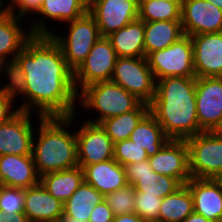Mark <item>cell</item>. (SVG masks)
I'll use <instances>...</instances> for the list:
<instances>
[{"label": "cell", "mask_w": 222, "mask_h": 222, "mask_svg": "<svg viewBox=\"0 0 222 222\" xmlns=\"http://www.w3.org/2000/svg\"><path fill=\"white\" fill-rule=\"evenodd\" d=\"M15 59L26 78L21 96L25 101L18 110L31 113L37 108L42 117H69L77 113L74 71L50 35H33Z\"/></svg>", "instance_id": "6da1fadb"}, {"label": "cell", "mask_w": 222, "mask_h": 222, "mask_svg": "<svg viewBox=\"0 0 222 222\" xmlns=\"http://www.w3.org/2000/svg\"><path fill=\"white\" fill-rule=\"evenodd\" d=\"M196 77H166L156 81L149 112L170 140H186L202 131L196 112Z\"/></svg>", "instance_id": "7a4b0ae2"}, {"label": "cell", "mask_w": 222, "mask_h": 222, "mask_svg": "<svg viewBox=\"0 0 222 222\" xmlns=\"http://www.w3.org/2000/svg\"><path fill=\"white\" fill-rule=\"evenodd\" d=\"M74 115L38 116V139L34 135L32 156L39 176L78 166L76 133L65 129L74 121Z\"/></svg>", "instance_id": "3957f363"}, {"label": "cell", "mask_w": 222, "mask_h": 222, "mask_svg": "<svg viewBox=\"0 0 222 222\" xmlns=\"http://www.w3.org/2000/svg\"><path fill=\"white\" fill-rule=\"evenodd\" d=\"M84 108L100 113L95 120L87 122L99 124L101 121L135 110L142 101L120 85L111 81L96 82L84 87L78 93Z\"/></svg>", "instance_id": "277c9868"}, {"label": "cell", "mask_w": 222, "mask_h": 222, "mask_svg": "<svg viewBox=\"0 0 222 222\" xmlns=\"http://www.w3.org/2000/svg\"><path fill=\"white\" fill-rule=\"evenodd\" d=\"M67 23L70 24L67 36H59L52 31L50 36L61 48L67 65L75 71L101 36L95 19L88 12Z\"/></svg>", "instance_id": "5b68a950"}, {"label": "cell", "mask_w": 222, "mask_h": 222, "mask_svg": "<svg viewBox=\"0 0 222 222\" xmlns=\"http://www.w3.org/2000/svg\"><path fill=\"white\" fill-rule=\"evenodd\" d=\"M155 81L166 77H196L193 64V43L184 35L170 46L150 53L147 57Z\"/></svg>", "instance_id": "8992f818"}, {"label": "cell", "mask_w": 222, "mask_h": 222, "mask_svg": "<svg viewBox=\"0 0 222 222\" xmlns=\"http://www.w3.org/2000/svg\"><path fill=\"white\" fill-rule=\"evenodd\" d=\"M185 141L191 178L222 179V139L208 131Z\"/></svg>", "instance_id": "52a82bcc"}, {"label": "cell", "mask_w": 222, "mask_h": 222, "mask_svg": "<svg viewBox=\"0 0 222 222\" xmlns=\"http://www.w3.org/2000/svg\"><path fill=\"white\" fill-rule=\"evenodd\" d=\"M111 82L149 104L155 95L156 81L146 57H118Z\"/></svg>", "instance_id": "ba28073f"}, {"label": "cell", "mask_w": 222, "mask_h": 222, "mask_svg": "<svg viewBox=\"0 0 222 222\" xmlns=\"http://www.w3.org/2000/svg\"><path fill=\"white\" fill-rule=\"evenodd\" d=\"M118 56L107 37L101 36L93 45L90 53L74 71L76 92L79 88L96 83L110 81ZM79 84V85H78Z\"/></svg>", "instance_id": "9c48e42d"}, {"label": "cell", "mask_w": 222, "mask_h": 222, "mask_svg": "<svg viewBox=\"0 0 222 222\" xmlns=\"http://www.w3.org/2000/svg\"><path fill=\"white\" fill-rule=\"evenodd\" d=\"M139 0H88V13L107 37L138 19Z\"/></svg>", "instance_id": "30bf717a"}, {"label": "cell", "mask_w": 222, "mask_h": 222, "mask_svg": "<svg viewBox=\"0 0 222 222\" xmlns=\"http://www.w3.org/2000/svg\"><path fill=\"white\" fill-rule=\"evenodd\" d=\"M76 131L78 166L113 159L114 143L100 124L84 121Z\"/></svg>", "instance_id": "8fae6325"}, {"label": "cell", "mask_w": 222, "mask_h": 222, "mask_svg": "<svg viewBox=\"0 0 222 222\" xmlns=\"http://www.w3.org/2000/svg\"><path fill=\"white\" fill-rule=\"evenodd\" d=\"M195 93L200 130L211 131L222 118V77H196Z\"/></svg>", "instance_id": "7c38bea8"}, {"label": "cell", "mask_w": 222, "mask_h": 222, "mask_svg": "<svg viewBox=\"0 0 222 222\" xmlns=\"http://www.w3.org/2000/svg\"><path fill=\"white\" fill-rule=\"evenodd\" d=\"M181 23L184 35L222 32V10L206 0H182Z\"/></svg>", "instance_id": "4fadbf2b"}, {"label": "cell", "mask_w": 222, "mask_h": 222, "mask_svg": "<svg viewBox=\"0 0 222 222\" xmlns=\"http://www.w3.org/2000/svg\"><path fill=\"white\" fill-rule=\"evenodd\" d=\"M21 20L22 18L7 11L0 16V64L10 59V55L13 56L11 59H15L33 35H50L45 21L40 19L37 22L35 19L29 27V32H25L19 27Z\"/></svg>", "instance_id": "5bb4252c"}, {"label": "cell", "mask_w": 222, "mask_h": 222, "mask_svg": "<svg viewBox=\"0 0 222 222\" xmlns=\"http://www.w3.org/2000/svg\"><path fill=\"white\" fill-rule=\"evenodd\" d=\"M31 113L17 112L0 125V156L1 155H32L34 129Z\"/></svg>", "instance_id": "9a60e30c"}, {"label": "cell", "mask_w": 222, "mask_h": 222, "mask_svg": "<svg viewBox=\"0 0 222 222\" xmlns=\"http://www.w3.org/2000/svg\"><path fill=\"white\" fill-rule=\"evenodd\" d=\"M148 161L154 172L173 177L182 185L191 179L189 150L185 140H169Z\"/></svg>", "instance_id": "2e32d148"}, {"label": "cell", "mask_w": 222, "mask_h": 222, "mask_svg": "<svg viewBox=\"0 0 222 222\" xmlns=\"http://www.w3.org/2000/svg\"><path fill=\"white\" fill-rule=\"evenodd\" d=\"M190 37L196 77H222V32Z\"/></svg>", "instance_id": "e0dca14e"}, {"label": "cell", "mask_w": 222, "mask_h": 222, "mask_svg": "<svg viewBox=\"0 0 222 222\" xmlns=\"http://www.w3.org/2000/svg\"><path fill=\"white\" fill-rule=\"evenodd\" d=\"M186 186L193 197L194 212L222 222V179L191 178Z\"/></svg>", "instance_id": "ac0fdd59"}, {"label": "cell", "mask_w": 222, "mask_h": 222, "mask_svg": "<svg viewBox=\"0 0 222 222\" xmlns=\"http://www.w3.org/2000/svg\"><path fill=\"white\" fill-rule=\"evenodd\" d=\"M32 155H1L0 185L15 188H30L39 184Z\"/></svg>", "instance_id": "d6986e66"}, {"label": "cell", "mask_w": 222, "mask_h": 222, "mask_svg": "<svg viewBox=\"0 0 222 222\" xmlns=\"http://www.w3.org/2000/svg\"><path fill=\"white\" fill-rule=\"evenodd\" d=\"M29 222H55L63 215V203L40 183L24 189V212Z\"/></svg>", "instance_id": "ffe728a7"}, {"label": "cell", "mask_w": 222, "mask_h": 222, "mask_svg": "<svg viewBox=\"0 0 222 222\" xmlns=\"http://www.w3.org/2000/svg\"><path fill=\"white\" fill-rule=\"evenodd\" d=\"M82 170L84 182L94 187L103 196L128 185L124 166L114 158L86 165Z\"/></svg>", "instance_id": "44dd1931"}, {"label": "cell", "mask_w": 222, "mask_h": 222, "mask_svg": "<svg viewBox=\"0 0 222 222\" xmlns=\"http://www.w3.org/2000/svg\"><path fill=\"white\" fill-rule=\"evenodd\" d=\"M184 36L181 20L144 22L145 57Z\"/></svg>", "instance_id": "7402d4cb"}, {"label": "cell", "mask_w": 222, "mask_h": 222, "mask_svg": "<svg viewBox=\"0 0 222 222\" xmlns=\"http://www.w3.org/2000/svg\"><path fill=\"white\" fill-rule=\"evenodd\" d=\"M118 57H145L144 21L136 19L107 36Z\"/></svg>", "instance_id": "603a6c76"}, {"label": "cell", "mask_w": 222, "mask_h": 222, "mask_svg": "<svg viewBox=\"0 0 222 222\" xmlns=\"http://www.w3.org/2000/svg\"><path fill=\"white\" fill-rule=\"evenodd\" d=\"M84 182L81 167L76 166L40 176L39 183L56 199L64 203Z\"/></svg>", "instance_id": "cb8c5ba5"}, {"label": "cell", "mask_w": 222, "mask_h": 222, "mask_svg": "<svg viewBox=\"0 0 222 222\" xmlns=\"http://www.w3.org/2000/svg\"><path fill=\"white\" fill-rule=\"evenodd\" d=\"M129 139L144 148L148 157L157 153L170 140L150 112L140 120Z\"/></svg>", "instance_id": "d4e9b609"}, {"label": "cell", "mask_w": 222, "mask_h": 222, "mask_svg": "<svg viewBox=\"0 0 222 222\" xmlns=\"http://www.w3.org/2000/svg\"><path fill=\"white\" fill-rule=\"evenodd\" d=\"M193 212L192 194L186 184H183L178 190L162 198L158 222H183Z\"/></svg>", "instance_id": "484cf974"}, {"label": "cell", "mask_w": 222, "mask_h": 222, "mask_svg": "<svg viewBox=\"0 0 222 222\" xmlns=\"http://www.w3.org/2000/svg\"><path fill=\"white\" fill-rule=\"evenodd\" d=\"M104 200V196L94 187L83 182L72 196L63 203V214L87 221L94 207Z\"/></svg>", "instance_id": "4316f807"}, {"label": "cell", "mask_w": 222, "mask_h": 222, "mask_svg": "<svg viewBox=\"0 0 222 222\" xmlns=\"http://www.w3.org/2000/svg\"><path fill=\"white\" fill-rule=\"evenodd\" d=\"M149 112V104L141 103L135 110L109 117L99 124L113 143L127 140L140 120Z\"/></svg>", "instance_id": "83f0119b"}, {"label": "cell", "mask_w": 222, "mask_h": 222, "mask_svg": "<svg viewBox=\"0 0 222 222\" xmlns=\"http://www.w3.org/2000/svg\"><path fill=\"white\" fill-rule=\"evenodd\" d=\"M87 12L88 0H43L36 14L66 23L79 19Z\"/></svg>", "instance_id": "f1b7e54d"}, {"label": "cell", "mask_w": 222, "mask_h": 222, "mask_svg": "<svg viewBox=\"0 0 222 222\" xmlns=\"http://www.w3.org/2000/svg\"><path fill=\"white\" fill-rule=\"evenodd\" d=\"M182 1L139 0L138 18L144 22L181 20Z\"/></svg>", "instance_id": "f546056e"}, {"label": "cell", "mask_w": 222, "mask_h": 222, "mask_svg": "<svg viewBox=\"0 0 222 222\" xmlns=\"http://www.w3.org/2000/svg\"><path fill=\"white\" fill-rule=\"evenodd\" d=\"M1 72H4V74L8 76L7 80L9 82L1 87L0 91L4 92L13 100L15 97L17 98L16 95H23L25 92L26 78L19 62L16 59L8 60V62H2L0 64V76Z\"/></svg>", "instance_id": "4dcf8cb0"}, {"label": "cell", "mask_w": 222, "mask_h": 222, "mask_svg": "<svg viewBox=\"0 0 222 222\" xmlns=\"http://www.w3.org/2000/svg\"><path fill=\"white\" fill-rule=\"evenodd\" d=\"M104 200L111 208L114 216L134 213L135 189L128 184L119 190L106 194Z\"/></svg>", "instance_id": "1f68e13d"}, {"label": "cell", "mask_w": 222, "mask_h": 222, "mask_svg": "<svg viewBox=\"0 0 222 222\" xmlns=\"http://www.w3.org/2000/svg\"><path fill=\"white\" fill-rule=\"evenodd\" d=\"M113 158L122 166L148 160L146 150L131 139L114 143Z\"/></svg>", "instance_id": "d6a6232c"}, {"label": "cell", "mask_w": 222, "mask_h": 222, "mask_svg": "<svg viewBox=\"0 0 222 222\" xmlns=\"http://www.w3.org/2000/svg\"><path fill=\"white\" fill-rule=\"evenodd\" d=\"M162 198L147 192H135L134 212L146 222H158Z\"/></svg>", "instance_id": "836d02e7"}, {"label": "cell", "mask_w": 222, "mask_h": 222, "mask_svg": "<svg viewBox=\"0 0 222 222\" xmlns=\"http://www.w3.org/2000/svg\"><path fill=\"white\" fill-rule=\"evenodd\" d=\"M0 211L12 217L24 212V189L0 185Z\"/></svg>", "instance_id": "e575fe53"}, {"label": "cell", "mask_w": 222, "mask_h": 222, "mask_svg": "<svg viewBox=\"0 0 222 222\" xmlns=\"http://www.w3.org/2000/svg\"><path fill=\"white\" fill-rule=\"evenodd\" d=\"M157 183L150 185H132L135 192H147L155 194L159 198H164L165 196L178 190L182 184L173 177H168L162 174H158Z\"/></svg>", "instance_id": "d590c367"}, {"label": "cell", "mask_w": 222, "mask_h": 222, "mask_svg": "<svg viewBox=\"0 0 222 222\" xmlns=\"http://www.w3.org/2000/svg\"><path fill=\"white\" fill-rule=\"evenodd\" d=\"M10 2L11 4L5 7L6 11L19 18H25L26 14H36L40 9L43 0H11ZM15 11H17V13Z\"/></svg>", "instance_id": "8d00e7d4"}, {"label": "cell", "mask_w": 222, "mask_h": 222, "mask_svg": "<svg viewBox=\"0 0 222 222\" xmlns=\"http://www.w3.org/2000/svg\"><path fill=\"white\" fill-rule=\"evenodd\" d=\"M113 218L114 214L111 208L103 200L94 207L88 222H112Z\"/></svg>", "instance_id": "74e56055"}, {"label": "cell", "mask_w": 222, "mask_h": 222, "mask_svg": "<svg viewBox=\"0 0 222 222\" xmlns=\"http://www.w3.org/2000/svg\"><path fill=\"white\" fill-rule=\"evenodd\" d=\"M13 99L0 91V125L10 119L18 109L13 111ZM12 109V110H11Z\"/></svg>", "instance_id": "f35d334b"}, {"label": "cell", "mask_w": 222, "mask_h": 222, "mask_svg": "<svg viewBox=\"0 0 222 222\" xmlns=\"http://www.w3.org/2000/svg\"><path fill=\"white\" fill-rule=\"evenodd\" d=\"M124 169L125 175H144L154 172L148 160L126 164Z\"/></svg>", "instance_id": "ab89813d"}, {"label": "cell", "mask_w": 222, "mask_h": 222, "mask_svg": "<svg viewBox=\"0 0 222 222\" xmlns=\"http://www.w3.org/2000/svg\"><path fill=\"white\" fill-rule=\"evenodd\" d=\"M158 173L153 172L144 175H126L127 184L129 185H150L156 184Z\"/></svg>", "instance_id": "60d3db41"}, {"label": "cell", "mask_w": 222, "mask_h": 222, "mask_svg": "<svg viewBox=\"0 0 222 222\" xmlns=\"http://www.w3.org/2000/svg\"><path fill=\"white\" fill-rule=\"evenodd\" d=\"M112 222H146L135 212L130 214H122L114 216Z\"/></svg>", "instance_id": "b9f144b4"}, {"label": "cell", "mask_w": 222, "mask_h": 222, "mask_svg": "<svg viewBox=\"0 0 222 222\" xmlns=\"http://www.w3.org/2000/svg\"><path fill=\"white\" fill-rule=\"evenodd\" d=\"M0 222H29L24 213H16L12 217L0 211Z\"/></svg>", "instance_id": "7bdbcfd3"}, {"label": "cell", "mask_w": 222, "mask_h": 222, "mask_svg": "<svg viewBox=\"0 0 222 222\" xmlns=\"http://www.w3.org/2000/svg\"><path fill=\"white\" fill-rule=\"evenodd\" d=\"M183 222H214V221L206 219L202 215L193 212Z\"/></svg>", "instance_id": "ee69618b"}, {"label": "cell", "mask_w": 222, "mask_h": 222, "mask_svg": "<svg viewBox=\"0 0 222 222\" xmlns=\"http://www.w3.org/2000/svg\"><path fill=\"white\" fill-rule=\"evenodd\" d=\"M210 132L214 136L222 139V118L218 121V123L214 126V128Z\"/></svg>", "instance_id": "f6af8a7d"}, {"label": "cell", "mask_w": 222, "mask_h": 222, "mask_svg": "<svg viewBox=\"0 0 222 222\" xmlns=\"http://www.w3.org/2000/svg\"><path fill=\"white\" fill-rule=\"evenodd\" d=\"M60 222H87L84 220H79L78 218H73L70 216L62 215L59 219Z\"/></svg>", "instance_id": "bcb514c9"}, {"label": "cell", "mask_w": 222, "mask_h": 222, "mask_svg": "<svg viewBox=\"0 0 222 222\" xmlns=\"http://www.w3.org/2000/svg\"><path fill=\"white\" fill-rule=\"evenodd\" d=\"M222 10V0H206Z\"/></svg>", "instance_id": "7dc6e473"}, {"label": "cell", "mask_w": 222, "mask_h": 222, "mask_svg": "<svg viewBox=\"0 0 222 222\" xmlns=\"http://www.w3.org/2000/svg\"><path fill=\"white\" fill-rule=\"evenodd\" d=\"M4 1L0 0V16H2L6 12V8L3 5Z\"/></svg>", "instance_id": "c3c4849f"}, {"label": "cell", "mask_w": 222, "mask_h": 222, "mask_svg": "<svg viewBox=\"0 0 222 222\" xmlns=\"http://www.w3.org/2000/svg\"><path fill=\"white\" fill-rule=\"evenodd\" d=\"M163 1H182V0H163Z\"/></svg>", "instance_id": "681fc988"}]
</instances>
